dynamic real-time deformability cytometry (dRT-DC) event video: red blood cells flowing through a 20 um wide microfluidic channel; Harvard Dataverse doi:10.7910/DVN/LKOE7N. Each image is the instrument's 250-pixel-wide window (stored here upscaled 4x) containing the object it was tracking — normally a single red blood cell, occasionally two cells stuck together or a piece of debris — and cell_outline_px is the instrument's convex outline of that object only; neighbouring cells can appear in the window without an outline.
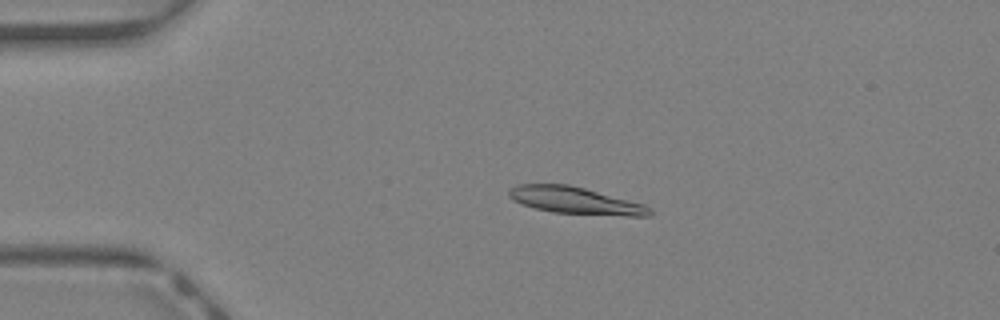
{"species": "Egyptian fruit bat (a non-hibernating species)", "species_latin": "Rousettus aegyptiacus", "temperature_condition": "warm", "stored_images_in_passage": 36, "camera_frame_rate_fps": 3000, "um_per_image_px": 0.085, "animal": {"sex": "female"}, "frame": {"image": 1, "passage_image": 8, "time_ms": 2.333, "image_size_px": [1000, 320], "cell_outline_px": [[652, 216], [628, 216], [552, 212], [536, 208], [512, 200], [508, 196], [508, 188], [520, 184], [568, 184], [584, 188], [644, 204], [652, 208]], "centroid_in_image_um": [48.91, 17.04], "position_along_channel_um": 36.1, "area_um2": 22.02}}
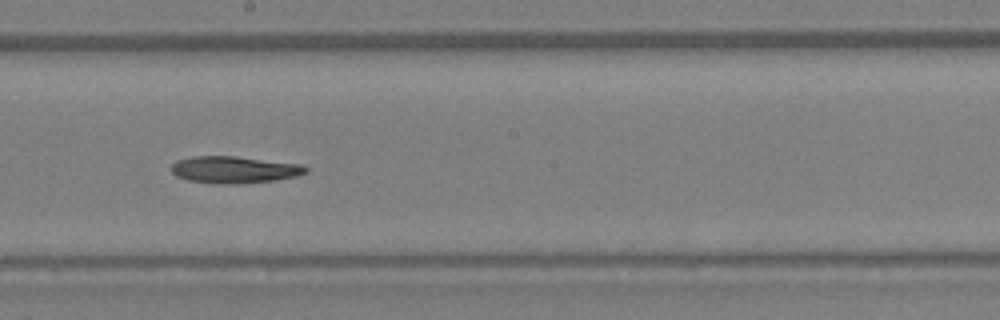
{"frame": {"image": 2, "passage_image": 23, "time_ms": 7.333, "image_size_px": [1000, 320], "cell_outline_px": [[308, 172], [296, 176], [276, 180], [236, 184], [212, 184], [188, 180], [176, 176], [172, 172], [172, 164], [176, 160], [192, 156], [236, 156], [300, 164], [308, 168]], "centroid_in_image_um": [19.89, 14.43], "position_along_channel_um": 228.3, "area_um2": 21.21}}
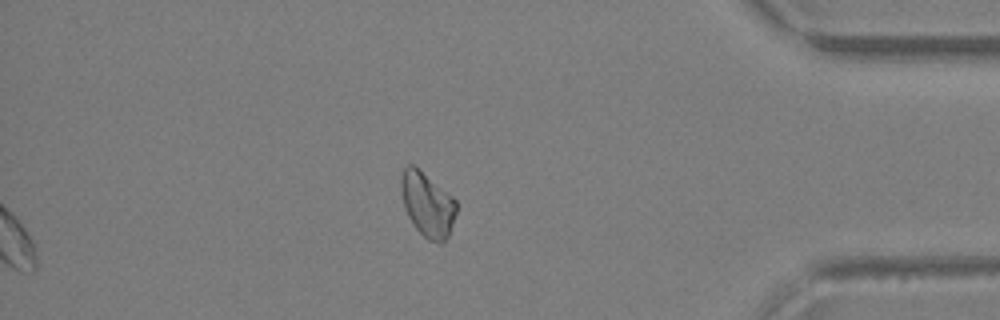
{"frame": {"image": 3, "passage_image": 36, "time_ms": 11.667, "image_size_px": [1000, 320], "cell_outline_px": [[456, 212], [448, 236], [440, 244], [428, 240], [416, 228], [408, 216], [404, 208], [400, 192], [400, 176], [404, 168], [408, 164], [412, 164], [452, 196], [456, 200]], "centroid_in_image_um": [36.3, 17.38], "position_along_channel_um": 398.9, "area_um2": 20.58}}